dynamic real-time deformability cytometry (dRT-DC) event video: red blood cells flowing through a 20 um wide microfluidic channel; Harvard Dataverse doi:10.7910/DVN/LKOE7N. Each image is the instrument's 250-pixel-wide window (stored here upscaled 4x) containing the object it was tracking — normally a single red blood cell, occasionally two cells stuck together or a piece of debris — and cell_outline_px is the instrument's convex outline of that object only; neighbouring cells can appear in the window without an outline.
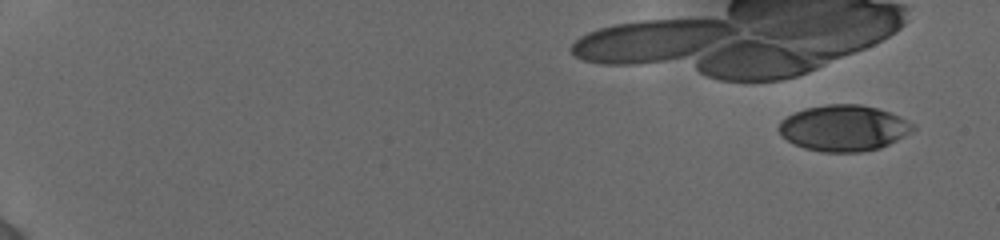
{"species": "human", "species_latin": "Homo sapiens", "temperature_condition": "cold", "stored_images_in_passage": 53, "camera_frame_rate_fps": 3000, "um_per_image_px": 0.085, "donor": {"sex": "female"}, "frame": {"image": 1, "passage_image": 4, "time_ms": 1.0, "image_size_px": [1000, 240], "cell_outline_px": [[916, 128], [896, 140], [880, 148], [860, 152], [820, 152], [804, 148], [788, 140], [776, 128], [780, 120], [792, 112], [804, 108], [824, 104], [860, 104], [876, 108], [888, 112], [912, 124]], "centroid_in_image_um": [71.64, 10.88], "position_along_channel_um": 13.4, "area_um2": 35.78}}
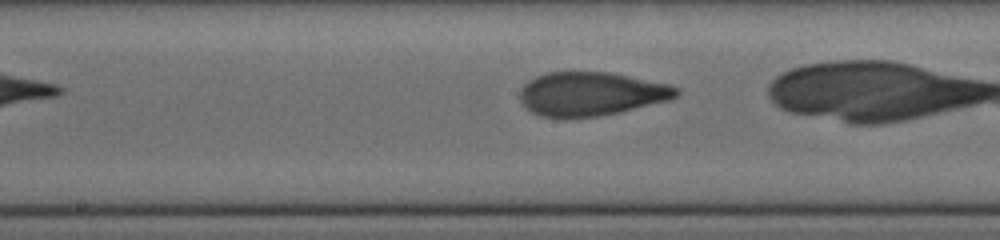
{"frame": {"image": 2, "passage_image": 29, "time_ms": 9.667, "image_size_px": [1000, 240], "cell_outline_px": [[680, 96], [672, 100], [620, 112], [600, 116], [540, 116], [532, 112], [520, 100], [520, 88], [528, 80], [536, 76], [548, 72], [612, 72], [672, 84], [680, 88]], "centroid_in_image_um": [50.34, 7.95], "position_along_channel_um": 197.9, "area_um2": 40.17}}
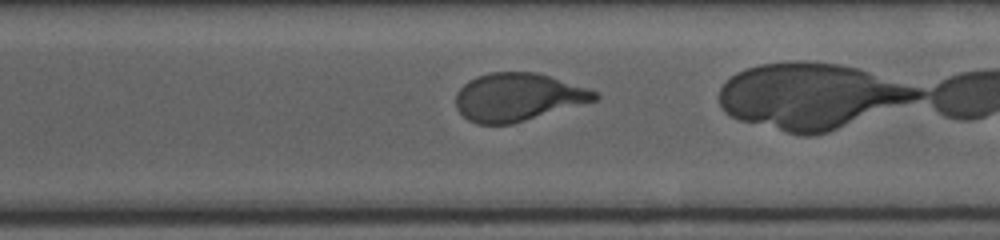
{"frame": {"image": 3, "passage_image": 47, "time_ms": 13.0, "image_size_px": [1000, 240], "cell_outline_px": [[600, 96], [596, 100], [512, 124], [476, 124], [468, 120], [456, 108], [456, 92], [468, 80], [476, 76], [488, 72], [536, 72], [588, 88], [596, 92]], "centroid_in_image_um": [43.98, 8.25], "position_along_channel_um": 326.6, "area_um2": 38.67}}